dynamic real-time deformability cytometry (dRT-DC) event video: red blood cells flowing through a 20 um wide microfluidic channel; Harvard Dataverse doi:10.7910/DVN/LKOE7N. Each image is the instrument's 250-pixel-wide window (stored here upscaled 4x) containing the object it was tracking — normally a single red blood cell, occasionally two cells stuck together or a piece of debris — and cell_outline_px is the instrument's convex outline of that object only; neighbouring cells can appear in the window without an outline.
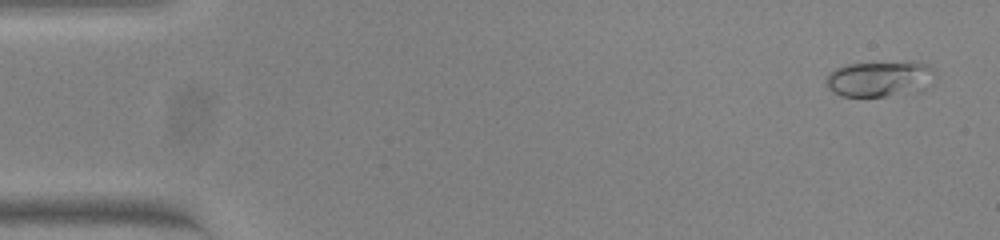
{"species": "common noctule bat (a hibernating species)", "species_latin": "Nyctalus noctula", "temperature_condition": "warm", "stored_images_in_passage": 54, "camera_frame_rate_fps": 3000, "um_per_image_px": 0.085, "animal": {"sex": "female", "body_mass_g": 23.0, "forearm_length_mm": 53.4}, "frame": {"image": 1, "passage_image": 3, "time_ms": 0.667, "image_size_px": [1000, 240], "cell_outline_px": [[936, 76], [932, 84], [920, 92], [884, 96], [840, 96], [828, 88], [828, 76], [836, 68], [848, 64], [912, 60], [928, 64], [936, 72]], "centroid_in_image_um": [74.91, 6.68], "position_along_channel_um": 10.1, "area_um2": 23.24}}
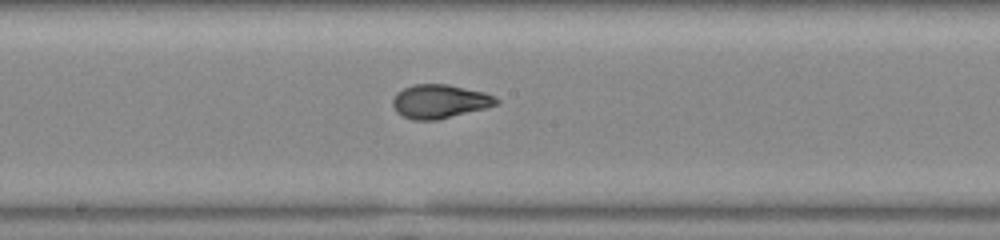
{"frame": {"image": 2, "passage_image": 29, "time_ms": 9.333, "image_size_px": [1000, 240], "cell_outline_px": [[500, 104], [436, 120], [412, 120], [396, 112], [392, 104], [392, 100], [396, 92], [412, 84], [448, 84], [484, 92], [500, 100]], "centroid_in_image_um": [37.34, 8.61], "position_along_channel_um": 210.9, "area_um2": 20.35}}
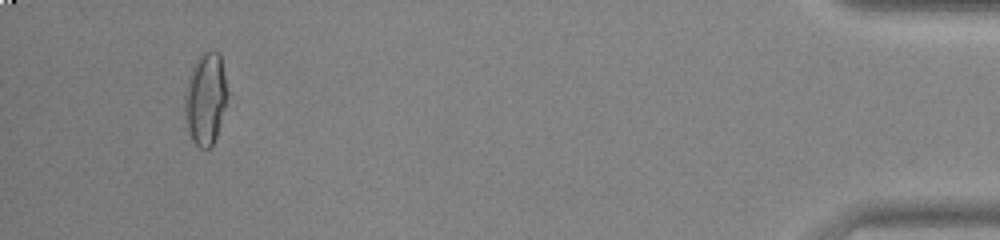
{"frame": {"image": 3, "passage_image": 51, "time_ms": 16.667, "image_size_px": [1000, 240], "cell_outline_px": [[228, 92], [224, 108], [216, 136], [212, 144], [208, 148], [200, 148], [192, 140], [188, 132], [184, 108], [184, 92], [188, 76], [200, 52], [204, 48], [216, 52], [220, 56]], "centroid_in_image_um": [17.44, 8.34], "position_along_channel_um": 417.8, "area_um2": 22.89}, "authors_computed_cell_mechanics": {"area_um2": 20.3456, "velocity_mm_per_s": 3.8311, "shape_relaxation_time_tau1_ms": 5.9759, "shape_relaxation_time_tau2_ms": null, "deformation_change_tau1": 0.2341, "deformation_change_tau2": null}}